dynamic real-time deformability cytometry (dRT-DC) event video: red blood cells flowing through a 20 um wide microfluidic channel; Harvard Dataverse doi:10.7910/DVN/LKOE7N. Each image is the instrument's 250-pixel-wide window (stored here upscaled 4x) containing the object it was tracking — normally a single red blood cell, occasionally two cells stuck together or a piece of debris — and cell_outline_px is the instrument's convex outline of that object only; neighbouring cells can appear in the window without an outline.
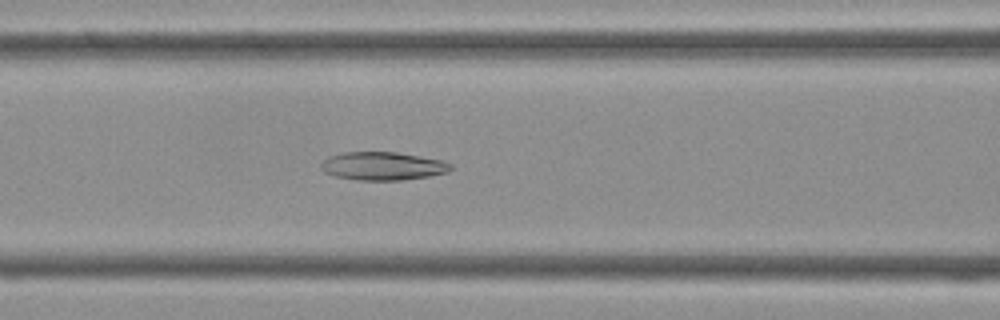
{"species": "Egyptian fruit bat (a non-hibernating species)", "species_latin": "Rousettus aegyptiacus", "temperature_condition": "cold", "stored_images_in_passage": 31, "camera_frame_rate_fps": 3000, "um_per_image_px": 0.085, "frame": {"image": 1, "passage_image": 18, "time_ms": 5.667, "image_size_px": [1000, 320], "cell_outline_px": [[452, 168], [448, 172], [428, 176], [400, 180], [356, 180], [336, 176], [324, 172], [320, 168], [320, 164], [328, 156], [340, 152], [396, 152], [420, 156], [440, 160], [452, 164]], "centroid_in_image_um": [32.49, 14.11], "position_along_channel_um": 134.1, "area_um2": 21.33}}
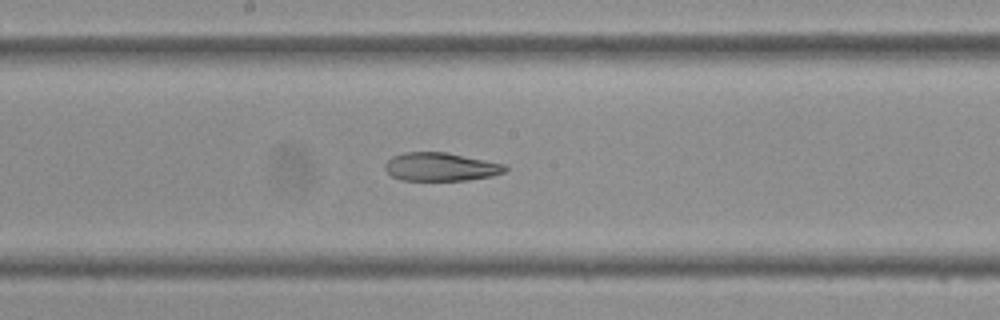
{"frame": {"image": 2, "passage_image": 23, "time_ms": 7.333, "image_size_px": [1000, 320], "cell_outline_px": [[508, 168], [504, 172], [492, 176], [468, 180], [400, 180], [392, 176], [384, 168], [384, 164], [392, 156], [404, 152], [444, 152], [508, 164]], "centroid_in_image_um": [37.48, 14.18], "position_along_channel_um": 210.7, "area_um2": 19.94}}
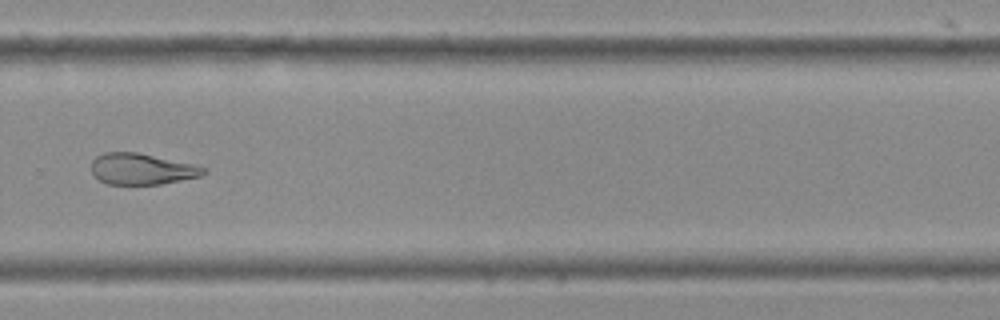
{"frame": {"image": 3, "passage_image": 30, "time_ms": 9.667, "image_size_px": [1000, 320], "cell_outline_px": [[208, 172], [200, 176], [160, 184], [108, 184], [92, 176], [92, 160], [96, 156], [104, 152], [136, 152], [192, 164], [208, 168]], "centroid_in_image_um": [12.03, 14.36], "position_along_channel_um": 317.8, "area_um2": 20.29}}